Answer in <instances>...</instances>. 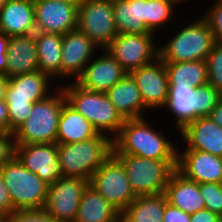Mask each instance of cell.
Here are the masks:
<instances>
[{
  "instance_id": "49",
  "label": "cell",
  "mask_w": 222,
  "mask_h": 222,
  "mask_svg": "<svg viewBox=\"0 0 222 222\" xmlns=\"http://www.w3.org/2000/svg\"><path fill=\"white\" fill-rule=\"evenodd\" d=\"M181 3H182V5L184 4V3H187V2H189V1H191V0H179ZM184 2V3H183Z\"/></svg>"
},
{
  "instance_id": "4",
  "label": "cell",
  "mask_w": 222,
  "mask_h": 222,
  "mask_svg": "<svg viewBox=\"0 0 222 222\" xmlns=\"http://www.w3.org/2000/svg\"><path fill=\"white\" fill-rule=\"evenodd\" d=\"M179 26L173 35L161 46L158 45L159 58L163 62H189L206 60L215 44L213 33L202 17Z\"/></svg>"
},
{
  "instance_id": "40",
  "label": "cell",
  "mask_w": 222,
  "mask_h": 222,
  "mask_svg": "<svg viewBox=\"0 0 222 222\" xmlns=\"http://www.w3.org/2000/svg\"><path fill=\"white\" fill-rule=\"evenodd\" d=\"M13 211L12 201L0 170V217L4 218L5 216L10 215Z\"/></svg>"
},
{
  "instance_id": "21",
  "label": "cell",
  "mask_w": 222,
  "mask_h": 222,
  "mask_svg": "<svg viewBox=\"0 0 222 222\" xmlns=\"http://www.w3.org/2000/svg\"><path fill=\"white\" fill-rule=\"evenodd\" d=\"M167 202L187 214L205 209V201L201 195L199 183L186 178L177 169L169 177L165 188Z\"/></svg>"
},
{
  "instance_id": "27",
  "label": "cell",
  "mask_w": 222,
  "mask_h": 222,
  "mask_svg": "<svg viewBox=\"0 0 222 222\" xmlns=\"http://www.w3.org/2000/svg\"><path fill=\"white\" fill-rule=\"evenodd\" d=\"M38 69L52 80L61 81L62 35L35 32ZM59 79V80H58Z\"/></svg>"
},
{
  "instance_id": "36",
  "label": "cell",
  "mask_w": 222,
  "mask_h": 222,
  "mask_svg": "<svg viewBox=\"0 0 222 222\" xmlns=\"http://www.w3.org/2000/svg\"><path fill=\"white\" fill-rule=\"evenodd\" d=\"M2 222H57L44 208L16 210L2 218Z\"/></svg>"
},
{
  "instance_id": "34",
  "label": "cell",
  "mask_w": 222,
  "mask_h": 222,
  "mask_svg": "<svg viewBox=\"0 0 222 222\" xmlns=\"http://www.w3.org/2000/svg\"><path fill=\"white\" fill-rule=\"evenodd\" d=\"M196 96L199 102V117H208L216 107L222 94L207 83L196 89Z\"/></svg>"
},
{
  "instance_id": "47",
  "label": "cell",
  "mask_w": 222,
  "mask_h": 222,
  "mask_svg": "<svg viewBox=\"0 0 222 222\" xmlns=\"http://www.w3.org/2000/svg\"><path fill=\"white\" fill-rule=\"evenodd\" d=\"M54 1H64V2H80L81 0H54Z\"/></svg>"
},
{
  "instance_id": "32",
  "label": "cell",
  "mask_w": 222,
  "mask_h": 222,
  "mask_svg": "<svg viewBox=\"0 0 222 222\" xmlns=\"http://www.w3.org/2000/svg\"><path fill=\"white\" fill-rule=\"evenodd\" d=\"M49 95L13 94V90H6L5 102L9 114V132H14L29 117L34 102L41 101Z\"/></svg>"
},
{
  "instance_id": "48",
  "label": "cell",
  "mask_w": 222,
  "mask_h": 222,
  "mask_svg": "<svg viewBox=\"0 0 222 222\" xmlns=\"http://www.w3.org/2000/svg\"><path fill=\"white\" fill-rule=\"evenodd\" d=\"M8 0H0V9L3 7V5L7 2Z\"/></svg>"
},
{
  "instance_id": "8",
  "label": "cell",
  "mask_w": 222,
  "mask_h": 222,
  "mask_svg": "<svg viewBox=\"0 0 222 222\" xmlns=\"http://www.w3.org/2000/svg\"><path fill=\"white\" fill-rule=\"evenodd\" d=\"M77 29L100 49H105L118 34L112 0H81L78 5Z\"/></svg>"
},
{
  "instance_id": "30",
  "label": "cell",
  "mask_w": 222,
  "mask_h": 222,
  "mask_svg": "<svg viewBox=\"0 0 222 222\" xmlns=\"http://www.w3.org/2000/svg\"><path fill=\"white\" fill-rule=\"evenodd\" d=\"M51 81L53 80L48 75L38 70L9 78L6 90H13V94L50 95L58 87L53 89Z\"/></svg>"
},
{
  "instance_id": "22",
  "label": "cell",
  "mask_w": 222,
  "mask_h": 222,
  "mask_svg": "<svg viewBox=\"0 0 222 222\" xmlns=\"http://www.w3.org/2000/svg\"><path fill=\"white\" fill-rule=\"evenodd\" d=\"M0 31L7 36L34 34L33 0H8L0 9Z\"/></svg>"
},
{
  "instance_id": "46",
  "label": "cell",
  "mask_w": 222,
  "mask_h": 222,
  "mask_svg": "<svg viewBox=\"0 0 222 222\" xmlns=\"http://www.w3.org/2000/svg\"><path fill=\"white\" fill-rule=\"evenodd\" d=\"M7 66V54H0V74L4 75L6 73Z\"/></svg>"
},
{
  "instance_id": "25",
  "label": "cell",
  "mask_w": 222,
  "mask_h": 222,
  "mask_svg": "<svg viewBox=\"0 0 222 222\" xmlns=\"http://www.w3.org/2000/svg\"><path fill=\"white\" fill-rule=\"evenodd\" d=\"M118 34L152 33L146 27V0H112Z\"/></svg>"
},
{
  "instance_id": "28",
  "label": "cell",
  "mask_w": 222,
  "mask_h": 222,
  "mask_svg": "<svg viewBox=\"0 0 222 222\" xmlns=\"http://www.w3.org/2000/svg\"><path fill=\"white\" fill-rule=\"evenodd\" d=\"M165 193L137 196L122 212L121 222H163Z\"/></svg>"
},
{
  "instance_id": "41",
  "label": "cell",
  "mask_w": 222,
  "mask_h": 222,
  "mask_svg": "<svg viewBox=\"0 0 222 222\" xmlns=\"http://www.w3.org/2000/svg\"><path fill=\"white\" fill-rule=\"evenodd\" d=\"M219 215L208 209L199 210L190 215V222H218Z\"/></svg>"
},
{
  "instance_id": "17",
  "label": "cell",
  "mask_w": 222,
  "mask_h": 222,
  "mask_svg": "<svg viewBox=\"0 0 222 222\" xmlns=\"http://www.w3.org/2000/svg\"><path fill=\"white\" fill-rule=\"evenodd\" d=\"M176 169L199 184L222 183V157L209 152L178 148Z\"/></svg>"
},
{
  "instance_id": "45",
  "label": "cell",
  "mask_w": 222,
  "mask_h": 222,
  "mask_svg": "<svg viewBox=\"0 0 222 222\" xmlns=\"http://www.w3.org/2000/svg\"><path fill=\"white\" fill-rule=\"evenodd\" d=\"M8 86V79L0 74V101H5L6 89Z\"/></svg>"
},
{
  "instance_id": "13",
  "label": "cell",
  "mask_w": 222,
  "mask_h": 222,
  "mask_svg": "<svg viewBox=\"0 0 222 222\" xmlns=\"http://www.w3.org/2000/svg\"><path fill=\"white\" fill-rule=\"evenodd\" d=\"M97 50L100 48L77 28L62 35L61 80L76 82Z\"/></svg>"
},
{
  "instance_id": "23",
  "label": "cell",
  "mask_w": 222,
  "mask_h": 222,
  "mask_svg": "<svg viewBox=\"0 0 222 222\" xmlns=\"http://www.w3.org/2000/svg\"><path fill=\"white\" fill-rule=\"evenodd\" d=\"M121 117L126 119L143 118L148 113L144 106L140 90L130 73L106 92Z\"/></svg>"
},
{
  "instance_id": "39",
  "label": "cell",
  "mask_w": 222,
  "mask_h": 222,
  "mask_svg": "<svg viewBox=\"0 0 222 222\" xmlns=\"http://www.w3.org/2000/svg\"><path fill=\"white\" fill-rule=\"evenodd\" d=\"M163 222H190V214L166 202Z\"/></svg>"
},
{
  "instance_id": "50",
  "label": "cell",
  "mask_w": 222,
  "mask_h": 222,
  "mask_svg": "<svg viewBox=\"0 0 222 222\" xmlns=\"http://www.w3.org/2000/svg\"><path fill=\"white\" fill-rule=\"evenodd\" d=\"M213 3H219V4H222V0H214Z\"/></svg>"
},
{
  "instance_id": "18",
  "label": "cell",
  "mask_w": 222,
  "mask_h": 222,
  "mask_svg": "<svg viewBox=\"0 0 222 222\" xmlns=\"http://www.w3.org/2000/svg\"><path fill=\"white\" fill-rule=\"evenodd\" d=\"M179 133L183 148H178L209 152L222 157V127L209 116L188 123Z\"/></svg>"
},
{
  "instance_id": "5",
  "label": "cell",
  "mask_w": 222,
  "mask_h": 222,
  "mask_svg": "<svg viewBox=\"0 0 222 222\" xmlns=\"http://www.w3.org/2000/svg\"><path fill=\"white\" fill-rule=\"evenodd\" d=\"M64 100V92L58 85L53 94L34 102L29 117L13 132L15 145L56 143Z\"/></svg>"
},
{
  "instance_id": "12",
  "label": "cell",
  "mask_w": 222,
  "mask_h": 222,
  "mask_svg": "<svg viewBox=\"0 0 222 222\" xmlns=\"http://www.w3.org/2000/svg\"><path fill=\"white\" fill-rule=\"evenodd\" d=\"M79 3L33 0L36 32L64 35L76 29Z\"/></svg>"
},
{
  "instance_id": "2",
  "label": "cell",
  "mask_w": 222,
  "mask_h": 222,
  "mask_svg": "<svg viewBox=\"0 0 222 222\" xmlns=\"http://www.w3.org/2000/svg\"><path fill=\"white\" fill-rule=\"evenodd\" d=\"M67 83L59 84L66 102L89 120L98 133L113 140L119 134L125 120L117 112L106 92L89 91L76 82Z\"/></svg>"
},
{
  "instance_id": "15",
  "label": "cell",
  "mask_w": 222,
  "mask_h": 222,
  "mask_svg": "<svg viewBox=\"0 0 222 222\" xmlns=\"http://www.w3.org/2000/svg\"><path fill=\"white\" fill-rule=\"evenodd\" d=\"M140 90L144 106L157 111L166 106L169 82L165 63L157 58L154 62L130 72Z\"/></svg>"
},
{
  "instance_id": "26",
  "label": "cell",
  "mask_w": 222,
  "mask_h": 222,
  "mask_svg": "<svg viewBox=\"0 0 222 222\" xmlns=\"http://www.w3.org/2000/svg\"><path fill=\"white\" fill-rule=\"evenodd\" d=\"M121 212L90 184L83 191L73 222H120Z\"/></svg>"
},
{
  "instance_id": "20",
  "label": "cell",
  "mask_w": 222,
  "mask_h": 222,
  "mask_svg": "<svg viewBox=\"0 0 222 222\" xmlns=\"http://www.w3.org/2000/svg\"><path fill=\"white\" fill-rule=\"evenodd\" d=\"M196 87L188 82L169 83V95L166 106L163 108L172 114L178 132L188 123L199 118V102L196 96Z\"/></svg>"
},
{
  "instance_id": "7",
  "label": "cell",
  "mask_w": 222,
  "mask_h": 222,
  "mask_svg": "<svg viewBox=\"0 0 222 222\" xmlns=\"http://www.w3.org/2000/svg\"><path fill=\"white\" fill-rule=\"evenodd\" d=\"M0 170L14 211L44 207L48 184L25 168L16 156Z\"/></svg>"
},
{
  "instance_id": "16",
  "label": "cell",
  "mask_w": 222,
  "mask_h": 222,
  "mask_svg": "<svg viewBox=\"0 0 222 222\" xmlns=\"http://www.w3.org/2000/svg\"><path fill=\"white\" fill-rule=\"evenodd\" d=\"M85 66L76 83L89 91L107 92L128 72L105 49H100ZM98 55V56H97Z\"/></svg>"
},
{
  "instance_id": "6",
  "label": "cell",
  "mask_w": 222,
  "mask_h": 222,
  "mask_svg": "<svg viewBox=\"0 0 222 222\" xmlns=\"http://www.w3.org/2000/svg\"><path fill=\"white\" fill-rule=\"evenodd\" d=\"M122 163L136 196L164 193L169 177L177 168V160H156L112 152Z\"/></svg>"
},
{
  "instance_id": "9",
  "label": "cell",
  "mask_w": 222,
  "mask_h": 222,
  "mask_svg": "<svg viewBox=\"0 0 222 222\" xmlns=\"http://www.w3.org/2000/svg\"><path fill=\"white\" fill-rule=\"evenodd\" d=\"M89 184L120 212L137 197L122 163L113 154L93 173Z\"/></svg>"
},
{
  "instance_id": "10",
  "label": "cell",
  "mask_w": 222,
  "mask_h": 222,
  "mask_svg": "<svg viewBox=\"0 0 222 222\" xmlns=\"http://www.w3.org/2000/svg\"><path fill=\"white\" fill-rule=\"evenodd\" d=\"M156 38L154 33L117 34L105 50L130 73L159 58Z\"/></svg>"
},
{
  "instance_id": "14",
  "label": "cell",
  "mask_w": 222,
  "mask_h": 222,
  "mask_svg": "<svg viewBox=\"0 0 222 222\" xmlns=\"http://www.w3.org/2000/svg\"><path fill=\"white\" fill-rule=\"evenodd\" d=\"M15 156L25 168L48 185L63 177L57 143L16 145Z\"/></svg>"
},
{
  "instance_id": "19",
  "label": "cell",
  "mask_w": 222,
  "mask_h": 222,
  "mask_svg": "<svg viewBox=\"0 0 222 222\" xmlns=\"http://www.w3.org/2000/svg\"><path fill=\"white\" fill-rule=\"evenodd\" d=\"M38 70L37 46L34 34L9 36L7 66L4 76L9 79Z\"/></svg>"
},
{
  "instance_id": "43",
  "label": "cell",
  "mask_w": 222,
  "mask_h": 222,
  "mask_svg": "<svg viewBox=\"0 0 222 222\" xmlns=\"http://www.w3.org/2000/svg\"><path fill=\"white\" fill-rule=\"evenodd\" d=\"M209 117L219 126L222 127V96L216 107L212 110Z\"/></svg>"
},
{
  "instance_id": "24",
  "label": "cell",
  "mask_w": 222,
  "mask_h": 222,
  "mask_svg": "<svg viewBox=\"0 0 222 222\" xmlns=\"http://www.w3.org/2000/svg\"><path fill=\"white\" fill-rule=\"evenodd\" d=\"M98 134L92 123L70 106L65 99L59 117L56 143L80 142L96 137Z\"/></svg>"
},
{
  "instance_id": "44",
  "label": "cell",
  "mask_w": 222,
  "mask_h": 222,
  "mask_svg": "<svg viewBox=\"0 0 222 222\" xmlns=\"http://www.w3.org/2000/svg\"><path fill=\"white\" fill-rule=\"evenodd\" d=\"M9 36L0 31V54H7Z\"/></svg>"
},
{
  "instance_id": "33",
  "label": "cell",
  "mask_w": 222,
  "mask_h": 222,
  "mask_svg": "<svg viewBox=\"0 0 222 222\" xmlns=\"http://www.w3.org/2000/svg\"><path fill=\"white\" fill-rule=\"evenodd\" d=\"M205 61L208 84L222 94V43L215 42Z\"/></svg>"
},
{
  "instance_id": "37",
  "label": "cell",
  "mask_w": 222,
  "mask_h": 222,
  "mask_svg": "<svg viewBox=\"0 0 222 222\" xmlns=\"http://www.w3.org/2000/svg\"><path fill=\"white\" fill-rule=\"evenodd\" d=\"M210 6L201 17L208 24L215 42L222 43V4L212 3Z\"/></svg>"
},
{
  "instance_id": "3",
  "label": "cell",
  "mask_w": 222,
  "mask_h": 222,
  "mask_svg": "<svg viewBox=\"0 0 222 222\" xmlns=\"http://www.w3.org/2000/svg\"><path fill=\"white\" fill-rule=\"evenodd\" d=\"M63 177L90 181L93 173L113 152V140L104 134L80 142L57 144Z\"/></svg>"
},
{
  "instance_id": "38",
  "label": "cell",
  "mask_w": 222,
  "mask_h": 222,
  "mask_svg": "<svg viewBox=\"0 0 222 222\" xmlns=\"http://www.w3.org/2000/svg\"><path fill=\"white\" fill-rule=\"evenodd\" d=\"M15 139L12 132H0V168L15 156Z\"/></svg>"
},
{
  "instance_id": "11",
  "label": "cell",
  "mask_w": 222,
  "mask_h": 222,
  "mask_svg": "<svg viewBox=\"0 0 222 222\" xmlns=\"http://www.w3.org/2000/svg\"><path fill=\"white\" fill-rule=\"evenodd\" d=\"M89 181L82 178L61 177L48 185L44 209L57 222H73L75 220L83 191Z\"/></svg>"
},
{
  "instance_id": "42",
  "label": "cell",
  "mask_w": 222,
  "mask_h": 222,
  "mask_svg": "<svg viewBox=\"0 0 222 222\" xmlns=\"http://www.w3.org/2000/svg\"><path fill=\"white\" fill-rule=\"evenodd\" d=\"M0 132H9V114L5 101H0Z\"/></svg>"
},
{
  "instance_id": "1",
  "label": "cell",
  "mask_w": 222,
  "mask_h": 222,
  "mask_svg": "<svg viewBox=\"0 0 222 222\" xmlns=\"http://www.w3.org/2000/svg\"><path fill=\"white\" fill-rule=\"evenodd\" d=\"M149 121L146 117L126 119L113 139V152L156 160H177V144L169 136L165 137L163 131L155 129Z\"/></svg>"
},
{
  "instance_id": "51",
  "label": "cell",
  "mask_w": 222,
  "mask_h": 222,
  "mask_svg": "<svg viewBox=\"0 0 222 222\" xmlns=\"http://www.w3.org/2000/svg\"><path fill=\"white\" fill-rule=\"evenodd\" d=\"M218 222H222V215H219V221Z\"/></svg>"
},
{
  "instance_id": "29",
  "label": "cell",
  "mask_w": 222,
  "mask_h": 222,
  "mask_svg": "<svg viewBox=\"0 0 222 222\" xmlns=\"http://www.w3.org/2000/svg\"><path fill=\"white\" fill-rule=\"evenodd\" d=\"M164 63L169 83L188 82L196 88L208 83L207 65L205 60Z\"/></svg>"
},
{
  "instance_id": "31",
  "label": "cell",
  "mask_w": 222,
  "mask_h": 222,
  "mask_svg": "<svg viewBox=\"0 0 222 222\" xmlns=\"http://www.w3.org/2000/svg\"><path fill=\"white\" fill-rule=\"evenodd\" d=\"M180 6L181 2L179 0H146L147 29L159 35L160 30L166 29L165 26H169L168 24L173 22L174 18H177L175 17V9Z\"/></svg>"
},
{
  "instance_id": "35",
  "label": "cell",
  "mask_w": 222,
  "mask_h": 222,
  "mask_svg": "<svg viewBox=\"0 0 222 222\" xmlns=\"http://www.w3.org/2000/svg\"><path fill=\"white\" fill-rule=\"evenodd\" d=\"M199 188L205 201V209L222 215V183H200Z\"/></svg>"
}]
</instances>
